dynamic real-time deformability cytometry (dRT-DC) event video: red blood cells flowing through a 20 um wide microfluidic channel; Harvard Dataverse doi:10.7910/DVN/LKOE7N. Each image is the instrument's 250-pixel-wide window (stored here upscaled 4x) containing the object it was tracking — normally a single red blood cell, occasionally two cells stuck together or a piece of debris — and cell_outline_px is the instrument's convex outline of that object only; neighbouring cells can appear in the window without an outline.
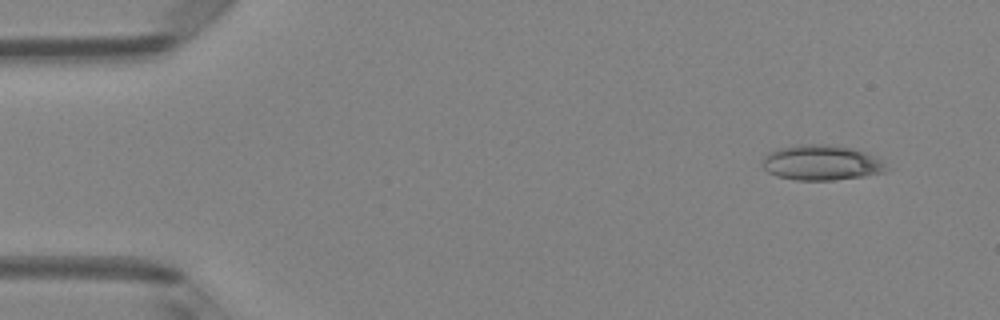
{"species": "Egyptian fruit bat (a non-hibernating species)", "species_latin": "Rousettus aegyptiacus", "temperature_condition": "room temperature", "stored_images_in_passage": 4, "camera_frame_rate_fps": 3000, "um_per_image_px": 0.085, "animal": {"sex": "female"}, "frame": {"image": 1, "passage_image": 2, "time_ms": 0.333, "image_size_px": [1000, 320], "cell_outline_px": [[888, 172], [864, 176], [832, 180], [796, 180], [776, 176], [768, 172], [764, 168], [764, 156], [768, 152], [780, 148], [804, 144], [816, 144], [852, 148], [864, 152], [880, 160], [888, 168]], "centroid_in_image_um": [69.82, 13.85], "position_along_channel_um": 15.2, "area_um2": 25.09}}